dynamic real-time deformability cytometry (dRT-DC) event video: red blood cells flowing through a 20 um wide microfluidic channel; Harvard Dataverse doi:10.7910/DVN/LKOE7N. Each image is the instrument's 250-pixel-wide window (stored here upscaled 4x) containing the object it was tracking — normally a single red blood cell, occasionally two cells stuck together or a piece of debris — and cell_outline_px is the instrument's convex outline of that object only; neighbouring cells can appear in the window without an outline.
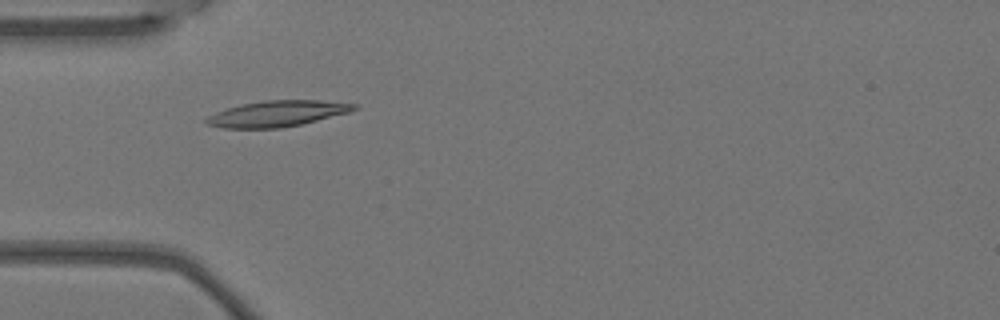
{"species": "Egyptian fruit bat (a non-hibernating species)", "species_latin": "Rousettus aegyptiacus", "temperature_condition": "warm", "stored_images_in_passage": 4, "camera_frame_rate_fps": 3000, "um_per_image_px": 0.085, "animal": {"sex": "female"}, "frame": {"image": 1, "passage_image": 2, "time_ms": 0.333, "image_size_px": [1000, 320], "cell_outline_px": [[360, 104], [352, 112], [300, 124], [280, 128], [224, 128], [204, 124], [204, 120], [208, 116], [224, 108], [240, 104], [264, 100], [320, 100]], "centroid_in_image_um": [23.55, 9.65], "position_along_channel_um": 61.4, "area_um2": 22.54}}
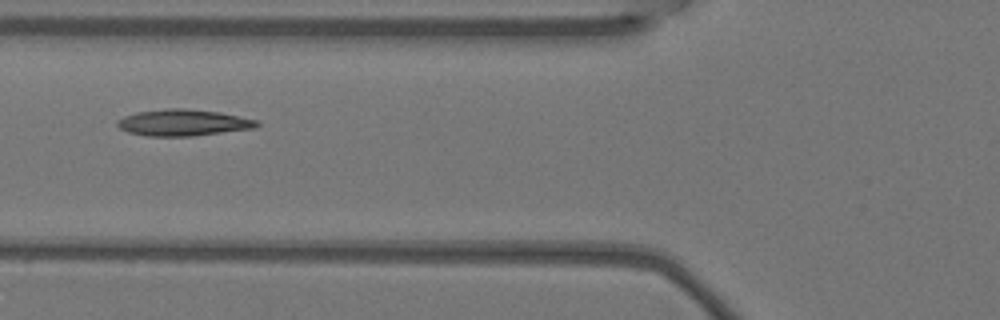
{"frame": {"image": 2, "passage_image": 3, "time_ms": 0.667, "image_size_px": [1000, 320], "cell_outline_px": [[260, 124], [256, 128], [192, 136], [144, 136], [128, 132], [120, 128], [116, 124], [116, 120], [124, 116], [136, 112], [164, 108], [184, 108], [220, 112], [256, 120]], "centroid_in_image_um": [15.54, 10.42], "position_along_channel_um": 110.3, "area_um2": 21.62}}
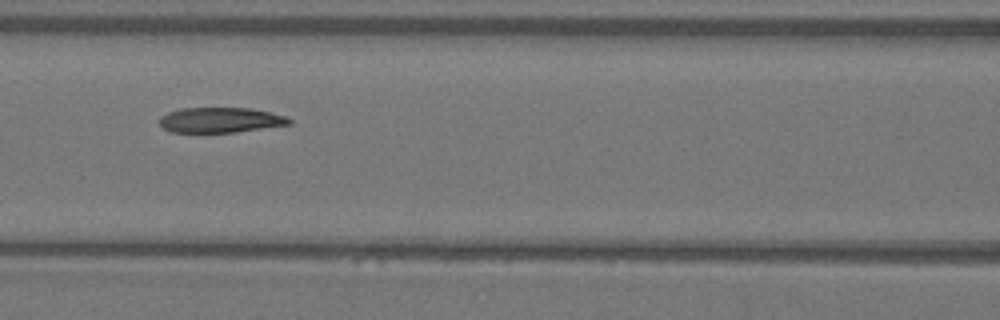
{"frame": {"image": 3, "passage_image": 4, "time_ms": 1.0, "image_size_px": [1000, 320], "cell_outline_px": [[292, 124], [232, 132], [172, 132], [164, 128], [160, 124], [160, 116], [168, 112], [180, 108], [248, 108], [288, 116], [292, 120]], "centroid_in_image_um": [18.74, 10.19], "position_along_channel_um": 147.9, "area_um2": 18.9}}